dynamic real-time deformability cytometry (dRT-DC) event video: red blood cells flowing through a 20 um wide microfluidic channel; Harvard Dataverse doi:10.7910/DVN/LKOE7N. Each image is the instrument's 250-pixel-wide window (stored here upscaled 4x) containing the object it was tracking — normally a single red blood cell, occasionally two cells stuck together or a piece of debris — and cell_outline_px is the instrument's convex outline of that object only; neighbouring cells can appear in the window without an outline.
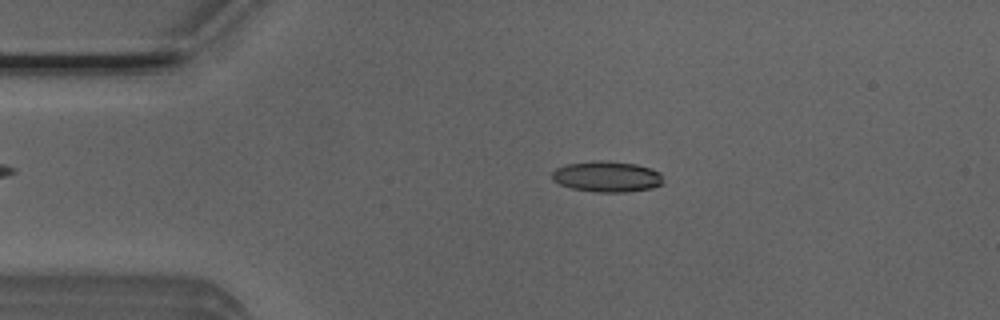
{"species": "Egyptian fruit bat (a non-hibernating species)", "species_latin": "Rousettus aegyptiacus", "temperature_condition": "room temperature", "stored_images_in_passage": 52, "camera_frame_rate_fps": 3000, "um_per_image_px": 0.085, "animal": {"sex": "male"}, "frame": {"image": 1, "passage_image": 10, "time_ms": 3.0, "image_size_px": [1000, 320], "cell_outline_px": [[664, 184], [652, 188], [624, 192], [596, 192], [572, 188], [560, 184], [552, 180], [552, 172], [556, 168], [568, 164], [600, 160], [604, 160], [636, 164], [660, 172], [664, 180]], "centroid_in_image_um": [51.61, 15.01], "position_along_channel_um": 33.4, "area_um2": 19.94}}
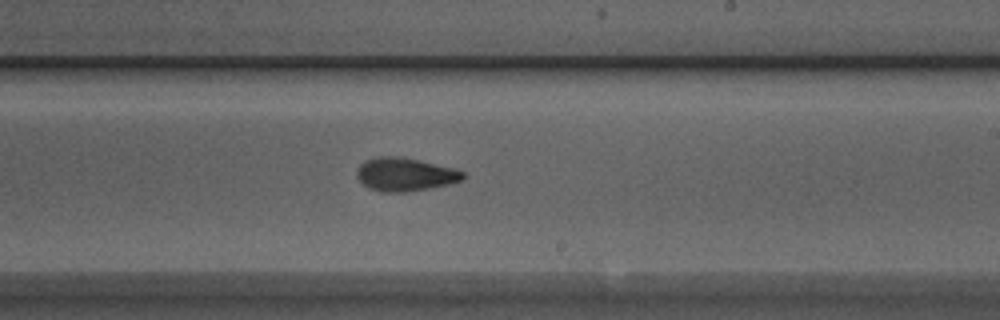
{"frame": {"image": 2, "passage_image": 30, "time_ms": 9.667, "image_size_px": [1000, 320], "cell_outline_px": [[464, 180], [448, 184], [408, 192], [380, 192], [368, 188], [356, 176], [356, 172], [360, 164], [364, 160], [380, 156], [396, 156], [420, 160], [456, 168], [464, 172]], "centroid_in_image_um": [34.43, 14.82], "position_along_channel_um": 254.6, "area_um2": 20.75}}
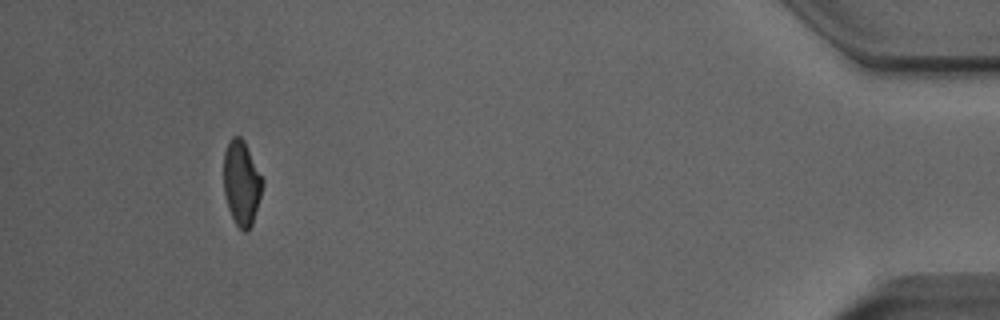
{"frame": {"image": 3, "passage_image": 48, "time_ms": 15.667, "image_size_px": [1000, 320], "cell_outline_px": [[264, 184], [252, 224], [248, 232], [244, 232], [236, 224], [228, 208], [224, 192], [224, 152], [232, 136], [240, 136], [244, 140], [264, 180]], "centroid_in_image_um": [20.54, 15.55], "position_along_channel_um": 414.7, "area_um2": 19.13}, "authors_computed_cell_mechanics": {"area_um2": 19.8543, "velocity_mm_per_s": 3.8904, "shape_relaxation_time_tau1_ms": 3.5462, "shape_relaxation_time_tau2_ms": 3.2799, "deformation_change_tau1": 0.1771, "deformation_change_tau2": 0.1066}}